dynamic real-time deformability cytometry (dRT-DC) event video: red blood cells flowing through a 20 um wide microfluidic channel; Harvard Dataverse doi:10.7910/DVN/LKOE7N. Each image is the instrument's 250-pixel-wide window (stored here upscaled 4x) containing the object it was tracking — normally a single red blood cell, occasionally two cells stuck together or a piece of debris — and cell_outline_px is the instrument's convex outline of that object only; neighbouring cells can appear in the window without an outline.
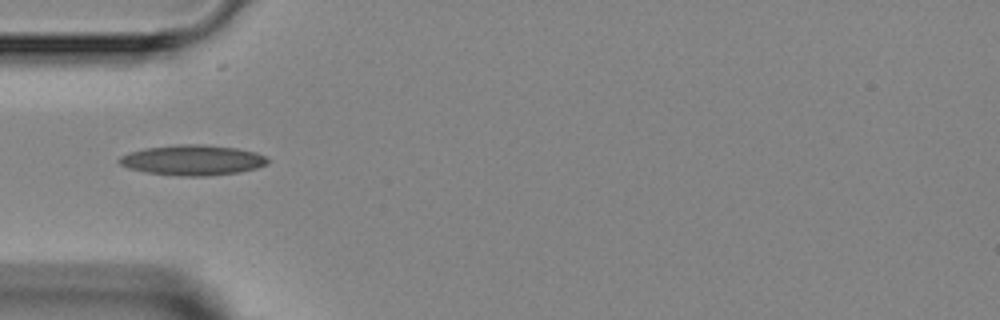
{"species": "Egyptian fruit bat (a non-hibernating species)", "species_latin": "Rousettus aegyptiacus", "temperature_condition": "room temperature", "stored_images_in_passage": 4, "camera_frame_rate_fps": 3000, "um_per_image_px": 0.085, "animal": {"sex": "female"}, "frame": {"image": 1, "passage_image": 4, "time_ms": 3.333, "image_size_px": [1000, 320], "cell_outline_px": [[268, 164], [256, 168], [240, 172], [208, 176], [184, 176], [148, 172], [128, 168], [120, 164], [116, 160], [120, 156], [128, 152], [144, 148], [176, 144], [204, 144], [236, 148], [256, 152], [264, 156], [268, 160]], "centroid_in_image_um": [16.35, 13.6], "position_along_channel_um": 68.6, "area_um2": 26.3}}